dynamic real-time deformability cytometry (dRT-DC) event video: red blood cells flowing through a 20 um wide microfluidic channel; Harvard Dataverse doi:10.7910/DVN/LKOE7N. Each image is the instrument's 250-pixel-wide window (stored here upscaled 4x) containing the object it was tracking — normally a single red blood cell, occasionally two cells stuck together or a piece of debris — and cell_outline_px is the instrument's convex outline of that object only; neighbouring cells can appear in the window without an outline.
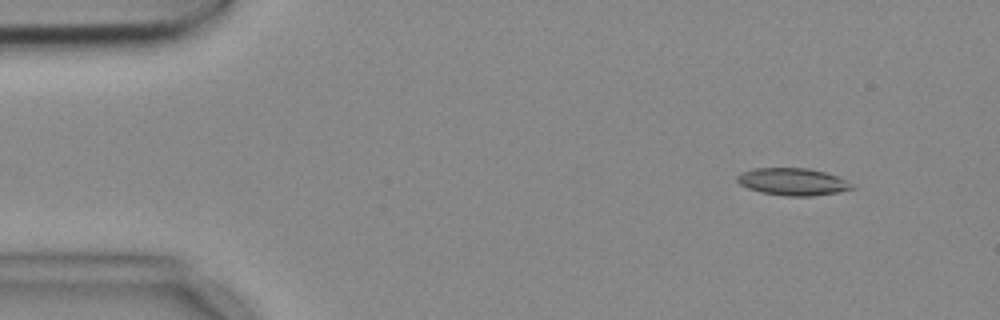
{"species": "common noctule bat (a hibernating species)", "species_latin": "Nyctalus noctula", "temperature_condition": "cold", "stored_images_in_passage": 4, "camera_frame_rate_fps": 3000, "um_per_image_px": 0.085, "animal": {"sex": "female", "body_mass_g": 18.4}, "frame": {"image": 1, "passage_image": 2, "time_ms": 0.333, "image_size_px": [1000, 320], "cell_outline_px": [[856, 188], [836, 192], [812, 196], [784, 196], [760, 192], [748, 188], [740, 184], [736, 180], [736, 176], [740, 172], [756, 168], [808, 168], [824, 172], [848, 180]], "centroid_in_image_um": [67.36, 15.45], "position_along_channel_um": 17.6, "area_um2": 18.26}}